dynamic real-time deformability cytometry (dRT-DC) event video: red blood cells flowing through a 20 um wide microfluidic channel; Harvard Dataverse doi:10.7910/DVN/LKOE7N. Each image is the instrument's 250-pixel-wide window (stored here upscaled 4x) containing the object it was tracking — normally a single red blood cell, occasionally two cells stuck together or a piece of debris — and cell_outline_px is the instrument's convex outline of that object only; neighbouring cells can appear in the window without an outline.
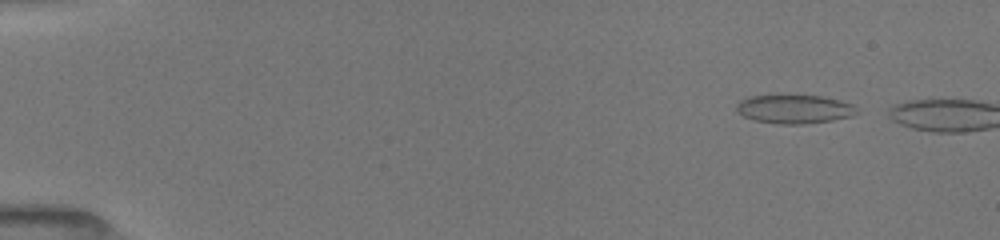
{"species": "common noctule bat (a hibernating species)", "species_latin": "Nyctalus noctula", "temperature_condition": "room temperature", "stored_images_in_passage": 5, "camera_frame_rate_fps": 3000, "um_per_image_px": 0.085, "animal": {"sex": "female", "body_mass_g": 19.5, "forearm_length_mm": 54.1}, "frame": {"image": 1, "passage_image": 3, "time_ms": 0.667, "image_size_px": [1000, 240], "cell_outline_px": [[860, 112], [852, 116], [832, 120], [804, 124], [780, 124], [756, 120], [744, 116], [736, 112], [736, 104], [740, 100], [748, 96], [820, 96], [840, 100], [852, 104]], "centroid_in_image_um": [67.53, 9.28], "position_along_channel_um": 17.5, "area_um2": 20.0}}